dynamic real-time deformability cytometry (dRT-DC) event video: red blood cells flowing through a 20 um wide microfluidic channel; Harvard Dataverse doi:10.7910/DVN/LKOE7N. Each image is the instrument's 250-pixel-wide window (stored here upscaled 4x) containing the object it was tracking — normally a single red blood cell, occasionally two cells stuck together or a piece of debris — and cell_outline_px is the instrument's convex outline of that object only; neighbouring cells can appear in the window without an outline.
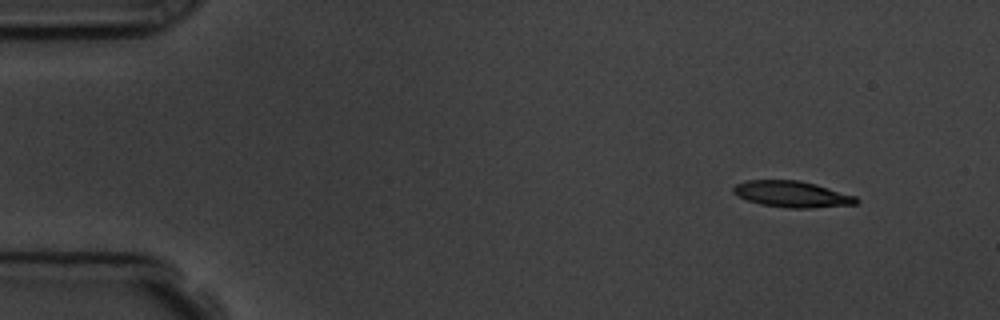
{"species": "common noctule bat (a hibernating species)", "species_latin": "Nyctalus noctula", "temperature_condition": "room temperature", "stored_images_in_passage": 4, "camera_frame_rate_fps": 3000, "um_per_image_px": 0.085, "animal": {"sex": "male", "body_mass_g": 19.5, "forearm_length_mm": 54.6}, "frame": {"image": 1, "passage_image": 1, "time_ms": 0.0, "image_size_px": [1000, 320], "cell_outline_px": [[860, 200], [856, 204], [808, 208], [788, 208], [760, 204], [748, 200], [732, 192], [732, 188], [736, 184], [744, 180], [800, 180], [816, 184], [856, 196]], "centroid_in_image_um": [67.32, 16.49], "position_along_channel_um": 17.7, "area_um2": 18.79}}
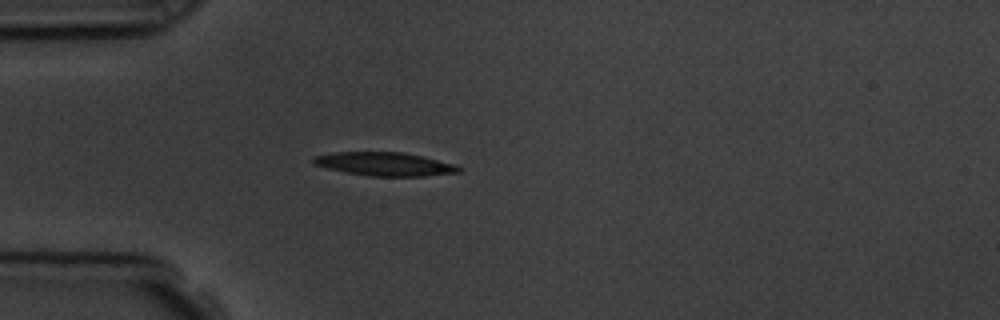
{"frame": {"image": 2, "passage_image": 4, "time_ms": 3.333, "image_size_px": [1000, 320], "cell_outline_px": [[464, 168], [460, 172], [424, 176], [368, 176], [344, 172], [312, 164], [312, 156], [332, 152], [404, 152], [456, 164]], "centroid_in_image_um": [32.69, 13.94], "position_along_channel_um": 52.3, "area_um2": 20.11}}